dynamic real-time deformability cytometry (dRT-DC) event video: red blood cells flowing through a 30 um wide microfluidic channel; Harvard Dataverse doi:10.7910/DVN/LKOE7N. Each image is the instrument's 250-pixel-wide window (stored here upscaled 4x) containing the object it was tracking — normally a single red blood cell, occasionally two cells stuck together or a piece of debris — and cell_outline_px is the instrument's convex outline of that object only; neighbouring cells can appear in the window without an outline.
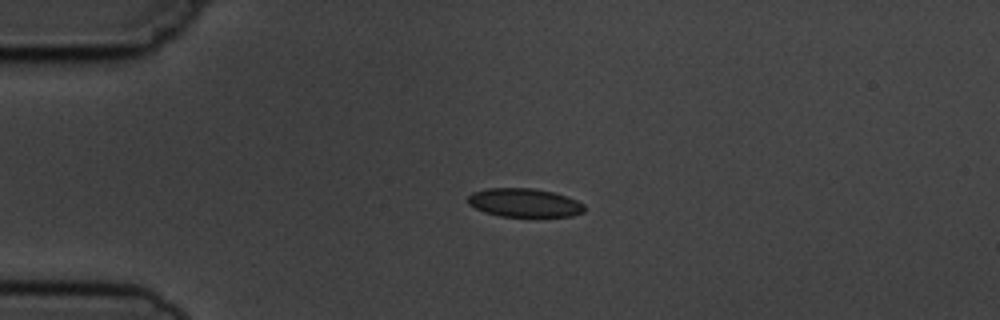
{"species": "common noctule bat (a hibernating species)", "species_latin": "Nyctalus noctula", "temperature_condition": "cold", "stored_images_in_passage": 5, "camera_frame_rate_fps": 3000, "um_per_image_px": 0.085, "animal": {"sex": "male", "body_mass_g": 19.5, "forearm_length_mm": 54.6}, "frame": {"image": 1, "passage_image": 3, "time_ms": 2.0, "image_size_px": [1000, 320], "cell_outline_px": [[584, 212], [572, 216], [500, 216], [484, 212], [468, 204], [468, 196], [472, 192], [488, 188], [532, 188], [552, 192], [568, 196], [584, 204]], "centroid_in_image_um": [44.57, 17.23], "position_along_channel_um": 40.4, "area_um2": 19.36}}
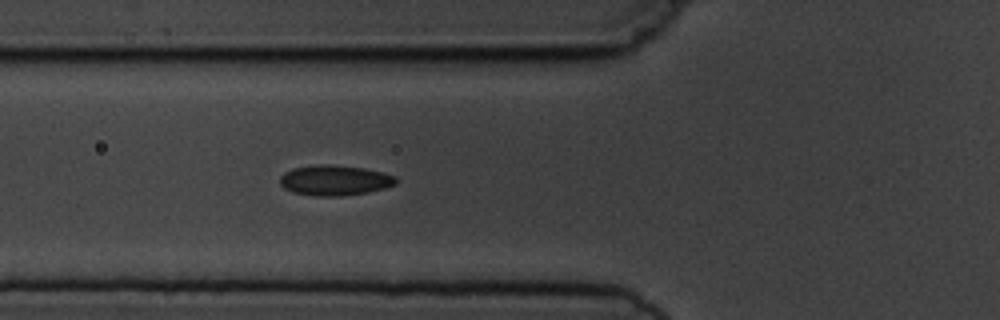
{"frame": {"image": 2, "passage_image": 5, "time_ms": 4.333, "image_size_px": [1000, 320], "cell_outline_px": [[396, 184], [384, 188], [368, 192], [340, 196], [316, 196], [292, 192], [284, 188], [280, 184], [280, 176], [284, 172], [292, 168], [320, 164], [332, 164], [364, 168], [384, 172], [396, 176]], "centroid_in_image_um": [28.44, 15.32], "position_along_channel_um": 97.4, "area_um2": 20.63}}